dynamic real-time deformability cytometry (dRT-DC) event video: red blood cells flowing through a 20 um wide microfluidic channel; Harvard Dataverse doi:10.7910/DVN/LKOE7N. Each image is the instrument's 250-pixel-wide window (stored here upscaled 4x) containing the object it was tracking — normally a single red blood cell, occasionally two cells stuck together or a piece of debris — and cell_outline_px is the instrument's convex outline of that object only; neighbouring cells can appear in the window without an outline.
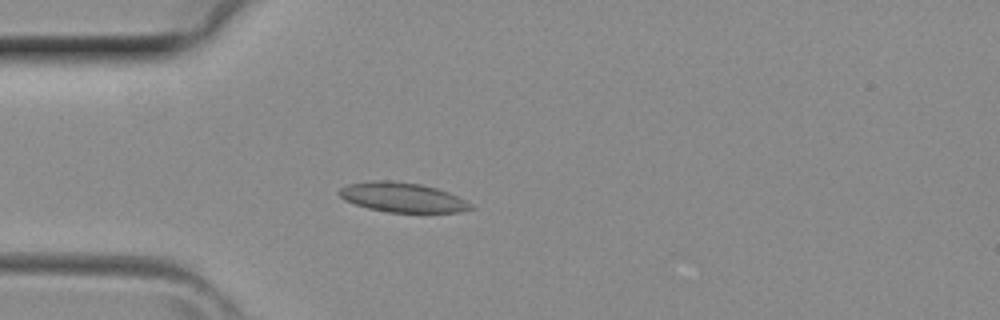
{"species": "common noctule bat (a hibernating species)", "species_latin": "Nyctalus noctula", "temperature_condition": "room temperature", "stored_images_in_passage": 2, "camera_frame_rate_fps": 3000, "um_per_image_px": 0.085, "animal": {"sex": "female", "body_mass_g": 29.2, "forearm_length_mm": 56.3}, "frame": {"image": 1, "passage_image": 2, "time_ms": 0.333, "image_size_px": [1000, 320], "cell_outline_px": [[476, 208], [460, 212], [388, 212], [368, 208], [344, 200], [336, 192], [340, 188], [348, 184], [368, 180], [388, 180], [420, 184], [436, 188], [448, 192], [472, 204]], "centroid_in_image_um": [34.18, 16.77], "position_along_channel_um": 50.8, "area_um2": 22.72}}